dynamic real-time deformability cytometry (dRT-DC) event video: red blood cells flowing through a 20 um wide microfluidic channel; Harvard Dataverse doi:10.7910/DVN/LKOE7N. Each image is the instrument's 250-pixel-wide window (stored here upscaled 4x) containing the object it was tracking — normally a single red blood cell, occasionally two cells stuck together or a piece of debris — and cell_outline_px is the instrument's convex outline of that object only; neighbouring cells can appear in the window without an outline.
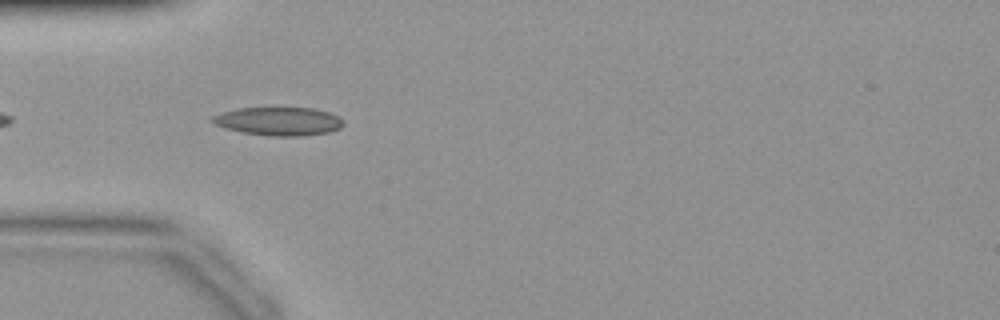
{"species": "common noctule bat (a hibernating species)", "species_latin": "Nyctalus noctula", "temperature_condition": "warm", "stored_images_in_passage": 32, "camera_frame_rate_fps": 3000, "um_per_image_px": 0.085, "animal": {"sex": "female", "body_mass_g": 19.9}, "frame": {"image": 1, "passage_image": 2, "time_ms": 0.333, "image_size_px": [1000, 320], "cell_outline_px": [[344, 124], [340, 128], [328, 132], [304, 136], [272, 136], [244, 132], [224, 128], [208, 120], [212, 116], [236, 108], [312, 108], [328, 112], [340, 116], [344, 120]], "centroid_in_image_um": [23.71, 10.31], "position_along_channel_um": 61.3, "area_um2": 21.68}}
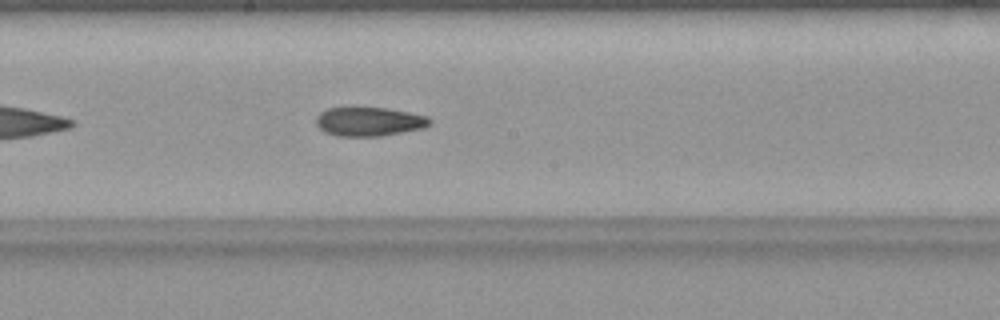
{"frame": {"image": 2, "passage_image": 12, "time_ms": 3.667, "image_size_px": [1000, 320], "cell_outline_px": [[432, 124], [424, 128], [380, 136], [340, 136], [324, 132], [316, 124], [316, 116], [320, 112], [328, 108], [384, 108], [408, 112], [428, 116], [432, 120]], "centroid_in_image_um": [31.39, 10.34], "position_along_channel_um": 216.8, "area_um2": 19.13}}
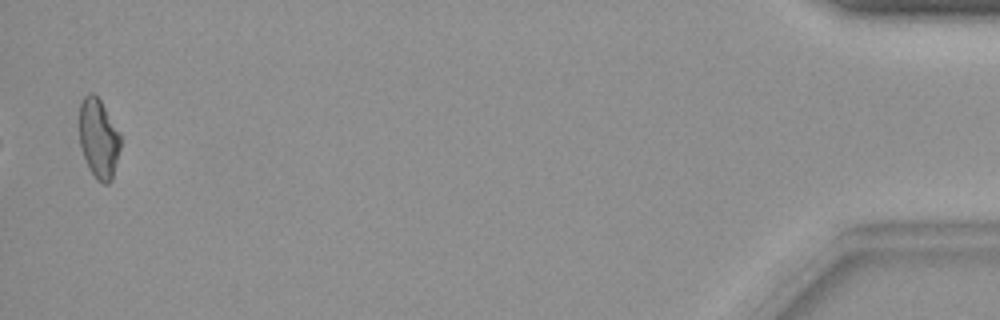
{"frame": {"image": 3, "passage_image": 31, "time_ms": 10.0, "image_size_px": [1000, 320], "cell_outline_px": [[120, 148], [112, 180], [108, 184], [104, 184], [96, 180], [88, 168], [80, 144], [80, 104], [84, 96], [88, 92], [92, 92], [100, 100], [120, 132]], "centroid_in_image_um": [8.39, 11.79], "position_along_channel_um": 426.8, "area_um2": 19.07}}